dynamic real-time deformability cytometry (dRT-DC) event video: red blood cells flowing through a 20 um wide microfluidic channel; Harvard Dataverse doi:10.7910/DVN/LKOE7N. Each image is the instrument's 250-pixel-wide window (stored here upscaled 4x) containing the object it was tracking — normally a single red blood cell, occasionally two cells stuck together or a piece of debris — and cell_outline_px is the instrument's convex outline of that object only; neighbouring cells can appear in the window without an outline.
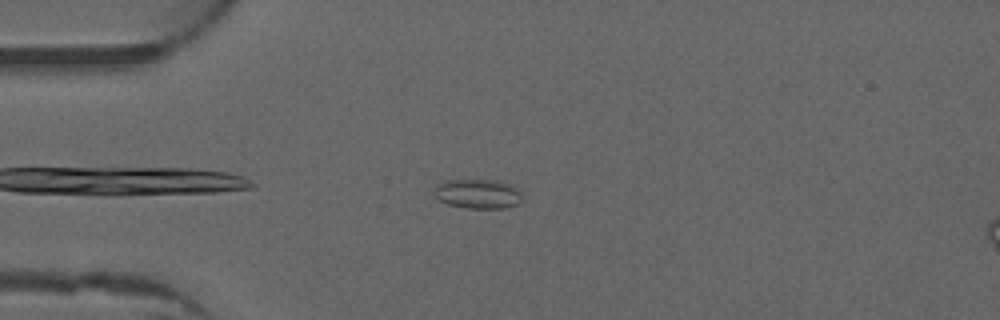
{"species": "common noctule bat (a hibernating species)", "species_latin": "Nyctalus noctula", "temperature_condition": "warm", "stored_images_in_passage": 42, "camera_frame_rate_fps": 3000, "um_per_image_px": 0.085, "animal": {"sex": "male", "forearm_length_mm": 52.5}, "frame": {"image": 1, "passage_image": 4, "time_ms": 1.0, "image_size_px": [1000, 320], "cell_outline_px": [[520, 200], [516, 204], [504, 208], [468, 208], [448, 204], [440, 200], [432, 192], [444, 180], [500, 180], [520, 188]], "centroid_in_image_um": [40.64, 16.46], "position_along_channel_um": 44.4, "area_um2": 15.03}}
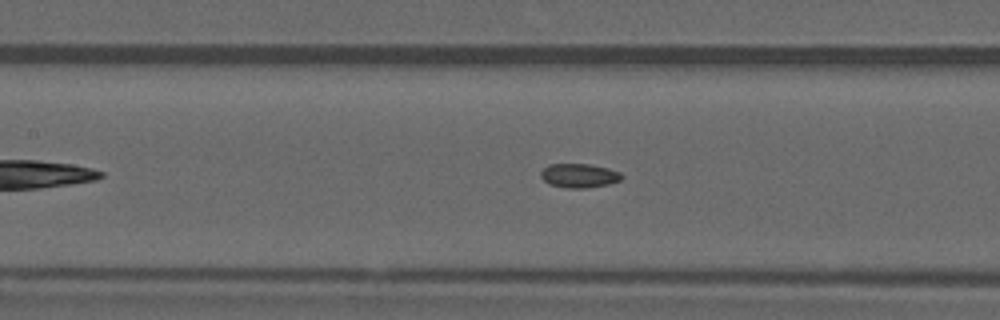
{"frame": {"image": 2, "passage_image": 14, "time_ms": 4.333, "image_size_px": [1000, 320], "cell_outline_px": [[624, 176], [620, 180], [608, 184], [584, 188], [564, 188], [548, 184], [540, 176], [540, 172], [548, 164], [588, 164], [608, 168], [620, 172]], "centroid_in_image_um": [49.21, 14.93], "position_along_channel_um": 158.2, "area_um2": 11.39}}
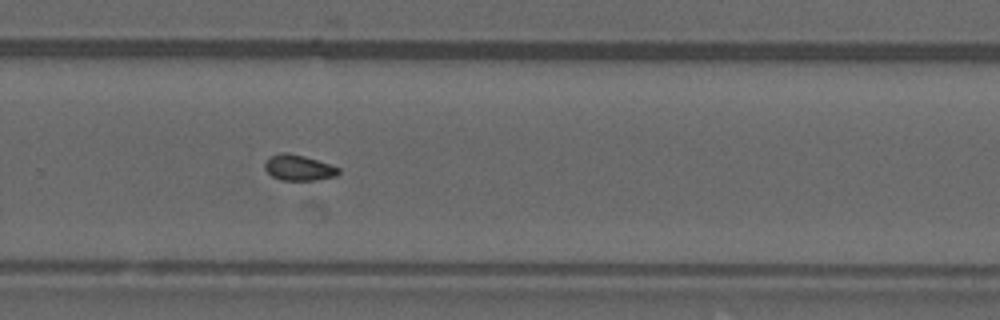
{"frame": {"image": 3, "passage_image": 25, "time_ms": 8.0, "image_size_px": [1000, 320], "cell_outline_px": [[340, 172], [336, 176], [316, 180], [280, 180], [272, 176], [264, 168], [264, 160], [268, 156], [280, 152], [288, 152], [304, 156], [340, 168]], "centroid_in_image_um": [25.33, 14.24], "position_along_channel_um": 304.5, "area_um2": 11.16}, "authors_computed_cell_mechanics": {"area_um2": 11.0398, "velocity_mm_per_s": 4.0063, "shape_relaxation_time_tau1_ms": null, "shape_relaxation_time_tau2_ms": 2.5731, "deformation_change_tau1": null, "deformation_change_tau2": 0.0602}}